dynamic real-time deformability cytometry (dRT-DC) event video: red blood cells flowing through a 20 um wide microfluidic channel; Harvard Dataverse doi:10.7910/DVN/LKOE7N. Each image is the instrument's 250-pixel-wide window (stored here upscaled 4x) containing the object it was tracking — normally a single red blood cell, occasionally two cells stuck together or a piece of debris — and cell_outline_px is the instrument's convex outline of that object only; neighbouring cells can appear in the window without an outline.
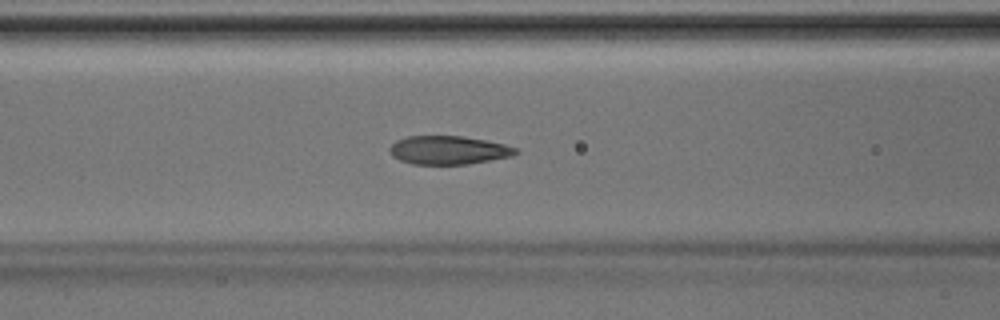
{"species": "Egyptian fruit bat (a non-hibernating species)", "species_latin": "Rousettus aegyptiacus", "temperature_condition": "room temperature", "stored_images_in_passage": 47, "camera_frame_rate_fps": 3000, "um_per_image_px": 0.085, "animal": {"sex": "male"}, "frame": {"image": 1, "passage_image": 19, "time_ms": 6.0, "image_size_px": [1000, 320], "cell_outline_px": [[520, 152], [512, 156], [468, 164], [412, 164], [400, 160], [392, 156], [388, 148], [396, 140], [408, 136], [464, 136], [488, 140], [520, 148]], "centroid_in_image_um": [38.16, 12.75], "position_along_channel_um": 128.4, "area_um2": 21.15}}
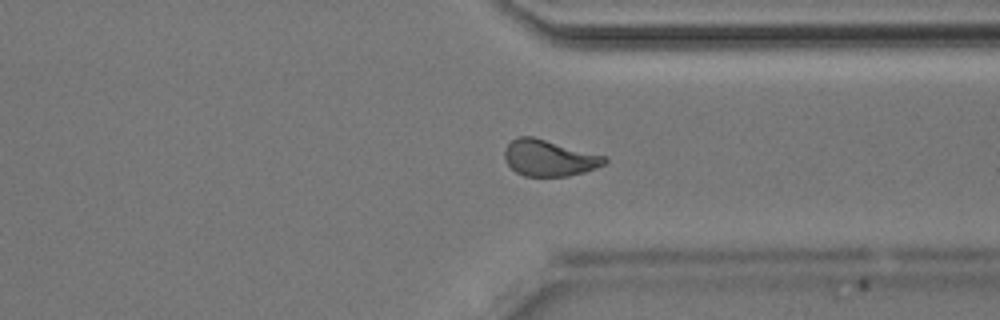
{"frame": {"image": 2, "passage_image": 35, "time_ms": 11.333, "image_size_px": [1000, 320], "cell_outline_px": [[608, 160], [604, 164], [596, 168], [584, 172], [568, 176], [524, 176], [516, 172], [504, 160], [504, 152], [508, 144], [516, 136], [532, 136], [608, 156]], "centroid_in_image_um": [46.69, 13.42], "position_along_channel_um": 364.7, "area_um2": 21.27}}
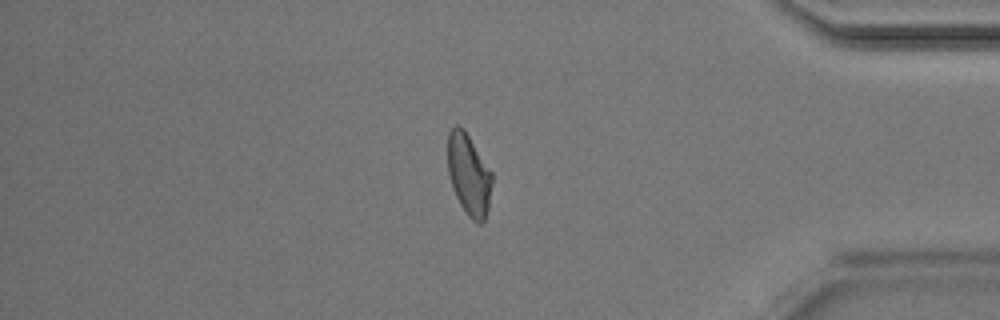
{"frame": {"image": 3, "passage_image": 39, "time_ms": 12.667, "image_size_px": [1000, 320], "cell_outline_px": [[492, 184], [488, 208], [484, 220], [480, 224], [472, 220], [468, 216], [460, 204], [456, 196], [448, 172], [448, 132], [456, 124], [464, 128], [492, 172]], "centroid_in_image_um": [39.85, 14.82], "position_along_channel_um": 395.3, "area_um2": 20.92}}